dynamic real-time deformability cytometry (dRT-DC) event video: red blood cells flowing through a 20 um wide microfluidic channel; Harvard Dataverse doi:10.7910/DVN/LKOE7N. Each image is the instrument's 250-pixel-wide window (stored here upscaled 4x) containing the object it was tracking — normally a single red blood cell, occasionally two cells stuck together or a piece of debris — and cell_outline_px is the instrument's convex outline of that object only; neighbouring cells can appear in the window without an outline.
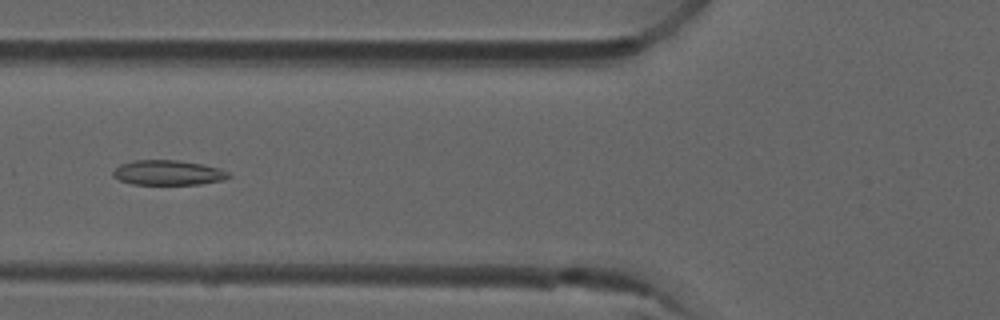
{"species": "common noctule bat (a hibernating species)", "species_latin": "Nyctalus noctula", "temperature_condition": "room temperature", "stored_images_in_passage": 4, "camera_frame_rate_fps": 3000, "um_per_image_px": 0.085, "animal": {"sex": "male", "forearm_length_mm": 52.5}, "frame": {"image": 1, "passage_image": 4, "time_ms": 1.0, "image_size_px": [1000, 320], "cell_outline_px": [[232, 176], [224, 180], [200, 184], [132, 184], [120, 180], [112, 176], [112, 172], [120, 164], [136, 160], [176, 160], [200, 164], [220, 168], [228, 172]], "centroid_in_image_um": [14.29, 14.68], "position_along_channel_um": 111.5, "area_um2": 16.7}}